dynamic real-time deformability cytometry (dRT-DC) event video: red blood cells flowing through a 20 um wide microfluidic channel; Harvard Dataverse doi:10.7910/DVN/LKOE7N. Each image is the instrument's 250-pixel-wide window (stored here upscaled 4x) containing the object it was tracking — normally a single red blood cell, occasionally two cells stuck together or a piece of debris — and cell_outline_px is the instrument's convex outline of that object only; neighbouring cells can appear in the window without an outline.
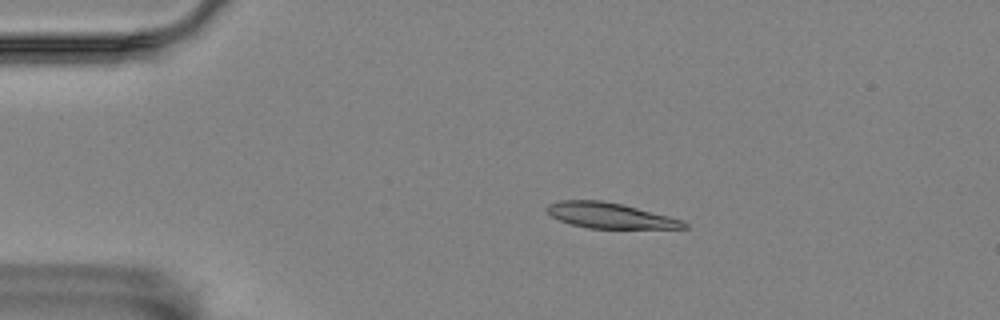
{"species": "Egyptian fruit bat (a non-hibernating species)", "species_latin": "Rousettus aegyptiacus", "temperature_condition": "room temperature", "stored_images_in_passage": 6, "camera_frame_rate_fps": 3000, "um_per_image_px": 0.085, "animal": {"sex": "female"}, "frame": {"image": 1, "passage_image": 3, "time_ms": 0.667, "image_size_px": [1000, 320], "cell_outline_px": [[688, 228], [588, 228], [572, 224], [560, 220], [552, 216], [544, 208], [548, 204], [560, 200], [600, 200], [620, 204], [668, 216], [680, 220], [688, 224]], "centroid_in_image_um": [51.79, 18.31], "position_along_channel_um": 33.2, "area_um2": 19.94}}
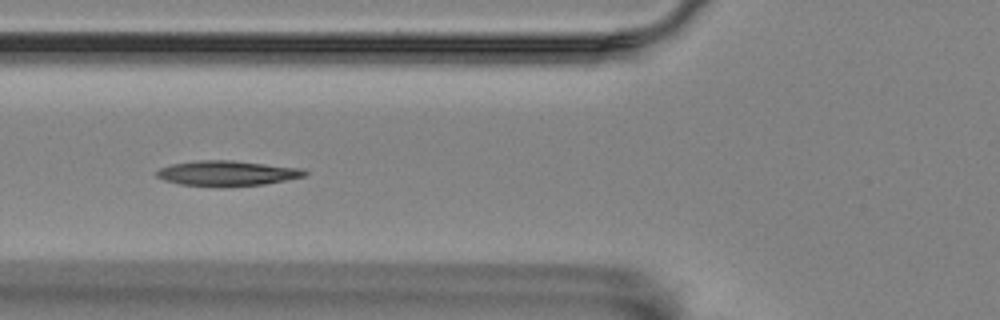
{"frame": {"image": 2, "passage_image": 6, "time_ms": 1.667, "image_size_px": [1000, 320], "cell_outline_px": [[308, 172], [304, 176], [264, 184], [224, 188], [212, 188], [180, 184], [164, 180], [156, 176], [156, 172], [160, 168], [172, 164], [200, 160], [232, 160], [304, 168]], "centroid_in_image_um": [19.3, 14.75], "position_along_channel_um": 106.5, "area_um2": 22.14}}